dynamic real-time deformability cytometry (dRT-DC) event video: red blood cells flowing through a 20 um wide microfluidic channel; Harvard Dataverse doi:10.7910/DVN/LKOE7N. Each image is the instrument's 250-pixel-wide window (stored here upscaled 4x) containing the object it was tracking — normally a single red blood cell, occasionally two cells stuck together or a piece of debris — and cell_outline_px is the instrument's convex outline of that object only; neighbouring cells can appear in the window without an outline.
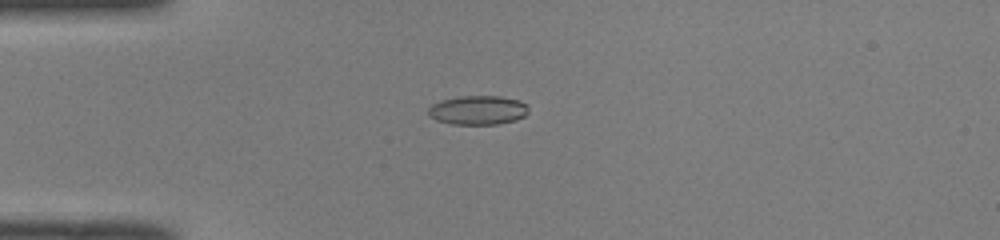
{"species": "common noctule bat (a hibernating species)", "species_latin": "Nyctalus noctula", "temperature_condition": "room temperature", "stored_images_in_passage": 39, "camera_frame_rate_fps": 3000, "um_per_image_px": 0.085, "animal": {"sex": "male", "body_mass_g": 19.0, "forearm_length_mm": 50.8}, "frame": {"image": 1, "passage_image": 2, "time_ms": 0.333, "image_size_px": [1000, 240], "cell_outline_px": [[528, 112], [524, 116], [516, 120], [500, 124], [452, 124], [436, 120], [428, 116], [428, 108], [432, 104], [440, 100], [460, 96], [500, 96], [520, 100], [528, 104]], "centroid_in_image_um": [40.63, 9.36], "position_along_channel_um": 44.4, "area_um2": 17.22}}
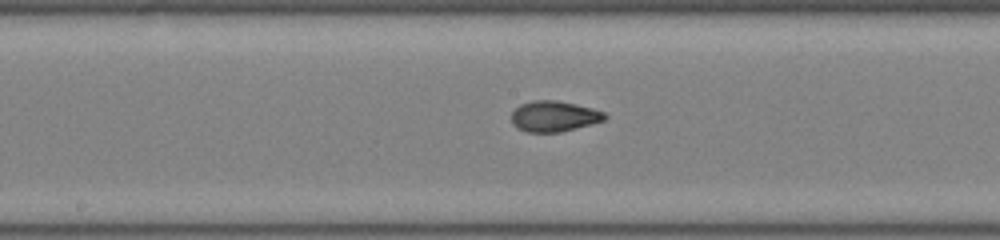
{"frame": {"image": 2, "passage_image": 15, "time_ms": 4.667, "image_size_px": [1000, 240], "cell_outline_px": [[608, 116], [604, 120], [576, 128], [560, 132], [528, 132], [516, 128], [512, 124], [512, 112], [520, 104], [532, 100], [556, 100], [576, 104], [592, 108], [604, 112]], "centroid_in_image_um": [47.07, 9.88], "position_along_channel_um": 201.1, "area_um2": 16.7}}
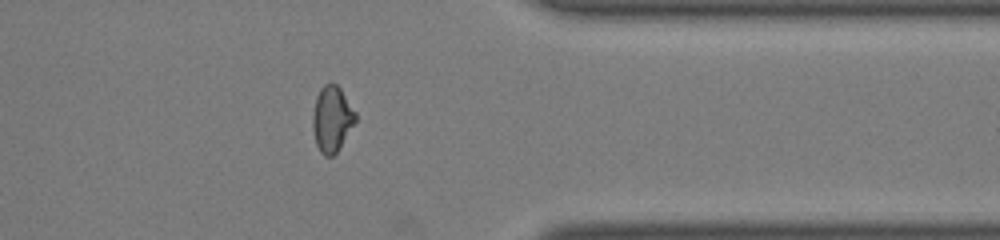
{"frame": {"image": 3, "passage_image": 29, "time_ms": 9.333, "image_size_px": [1000, 240], "cell_outline_px": [[356, 120], [336, 152], [332, 156], [324, 156], [320, 152], [316, 144], [312, 128], [312, 116], [316, 96], [320, 88], [324, 84], [336, 84], [340, 88], [356, 112]], "centroid_in_image_um": [28.19, 10.1], "position_along_channel_um": 383.2, "area_um2": 16.24}, "authors_computed_cell_mechanics": {"area_um2": 16.8198, "velocity_mm_per_s": 4.1045, "shape_relaxation_time_tau1_ms": 10.5497, "shape_relaxation_time_tau2_ms": 1.4599, "deformation_change_tau1": 0.2743, "deformation_change_tau2": 0.0571}}